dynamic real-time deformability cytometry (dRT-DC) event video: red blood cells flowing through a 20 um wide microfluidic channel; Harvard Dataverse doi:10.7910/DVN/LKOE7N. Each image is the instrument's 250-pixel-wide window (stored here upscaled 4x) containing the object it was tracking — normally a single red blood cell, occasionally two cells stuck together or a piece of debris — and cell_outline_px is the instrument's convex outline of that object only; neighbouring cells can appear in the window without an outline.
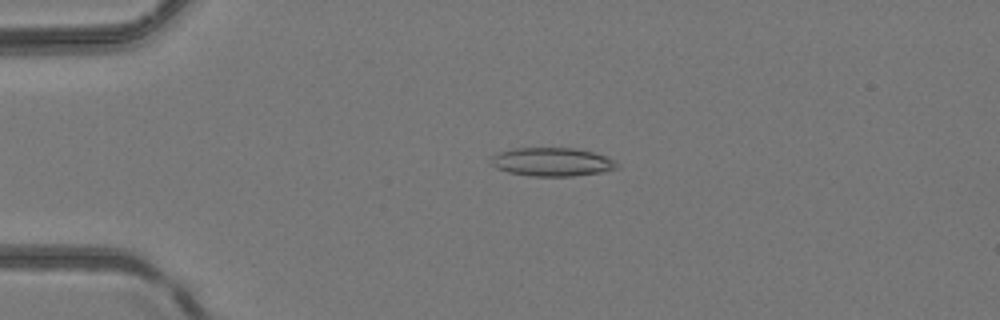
{"species": "common noctule bat (a hibernating species)", "species_latin": "Nyctalus noctula", "temperature_condition": "room temperature", "stored_images_in_passage": 48, "camera_frame_rate_fps": 3000, "um_per_image_px": 0.085, "animal": {"sex": "female", "body_mass_g": 24.6, "forearm_length_mm": 56.2}, "frame": {"image": 1, "passage_image": 11, "time_ms": 3.333, "image_size_px": [1000, 320], "cell_outline_px": [[620, 164], [616, 168], [600, 172], [572, 176], [532, 176], [508, 172], [496, 168], [492, 164], [492, 156], [500, 152], [516, 148], [572, 148], [592, 152], [608, 156]], "centroid_in_image_um": [46.95, 13.76], "position_along_channel_um": 38.1, "area_um2": 20.75}}
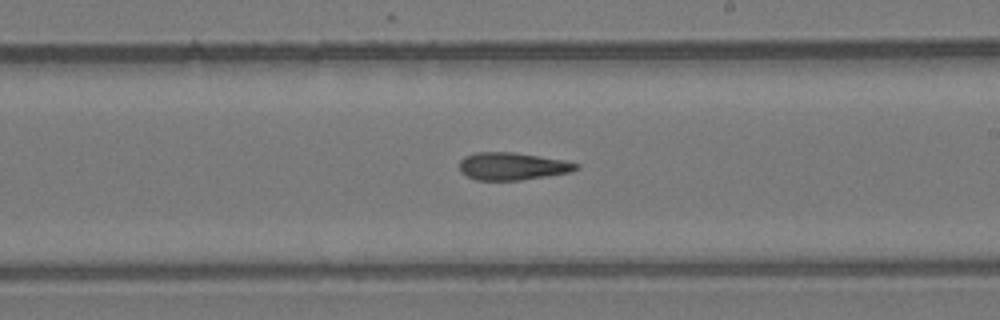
{"frame": {"image": 2, "passage_image": 28, "time_ms": 9.0, "image_size_px": [1000, 320], "cell_outline_px": [[580, 168], [568, 172], [520, 180], [476, 180], [460, 172], [460, 160], [464, 156], [476, 152], [512, 152], [564, 160], [580, 164]], "centroid_in_image_um": [43.52, 14.12], "position_along_channel_um": 245.5, "area_um2": 18.55}}
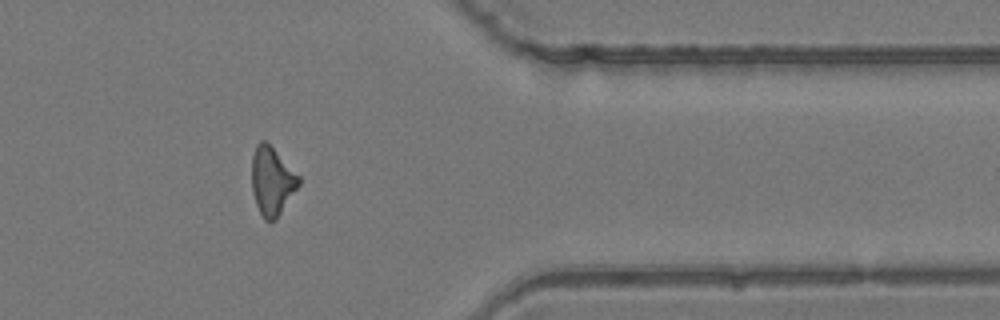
{"frame": {"image": 3, "passage_image": 39, "time_ms": 12.667, "image_size_px": [1000, 320], "cell_outline_px": [[300, 184], [276, 220], [264, 220], [256, 204], [252, 192], [252, 156], [256, 144], [260, 140], [264, 140], [300, 176]], "centroid_in_image_um": [23.11, 15.4], "position_along_channel_um": 388.3, "area_um2": 18.5}}